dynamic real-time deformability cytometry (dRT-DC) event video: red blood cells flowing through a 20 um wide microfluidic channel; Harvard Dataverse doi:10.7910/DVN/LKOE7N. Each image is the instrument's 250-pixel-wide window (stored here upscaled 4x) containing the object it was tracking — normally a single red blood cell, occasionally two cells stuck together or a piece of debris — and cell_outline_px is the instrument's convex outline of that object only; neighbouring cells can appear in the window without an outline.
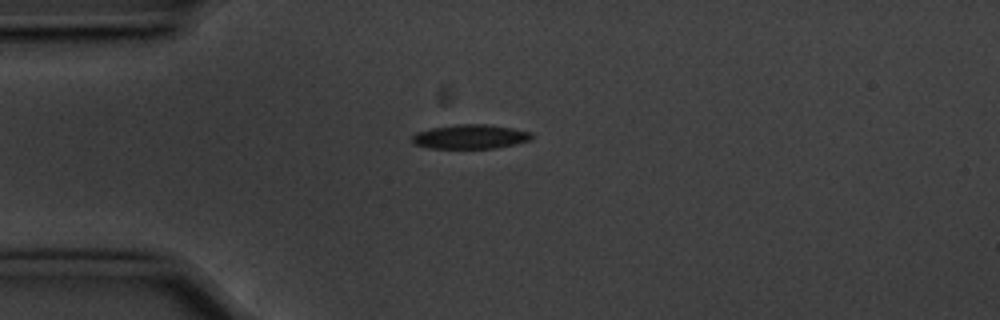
{"species": "common noctule bat (a hibernating species)", "species_latin": "Nyctalus noctula", "temperature_condition": "cold", "stored_images_in_passage": 43, "camera_frame_rate_fps": 3000, "um_per_image_px": 0.085, "animal": {"sex": "male", "body_mass_g": 20.1, "forearm_length_mm": 53.5}, "frame": {"image": 1, "passage_image": 1, "time_ms": 0.0, "image_size_px": [1000, 320], "cell_outline_px": [[532, 140], [496, 148], [428, 148], [412, 144], [412, 136], [416, 132], [432, 128], [456, 124], [488, 124], [512, 128], [532, 132]], "centroid_in_image_um": [39.97, 11.62], "position_along_channel_um": 45.0, "area_um2": 16.99}}
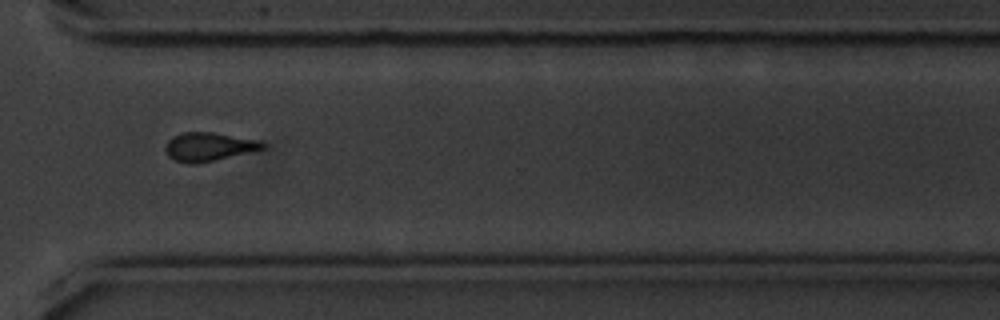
{"frame": {"image": 2, "passage_image": 28, "time_ms": 9.0, "image_size_px": [1000, 320], "cell_outline_px": [[264, 148], [196, 164], [188, 164], [176, 160], [168, 156], [164, 148], [168, 140], [172, 136], [184, 132], [212, 132], [260, 140], [264, 144]], "centroid_in_image_um": [17.69, 12.46], "position_along_channel_um": 352.9, "area_um2": 15.95}}
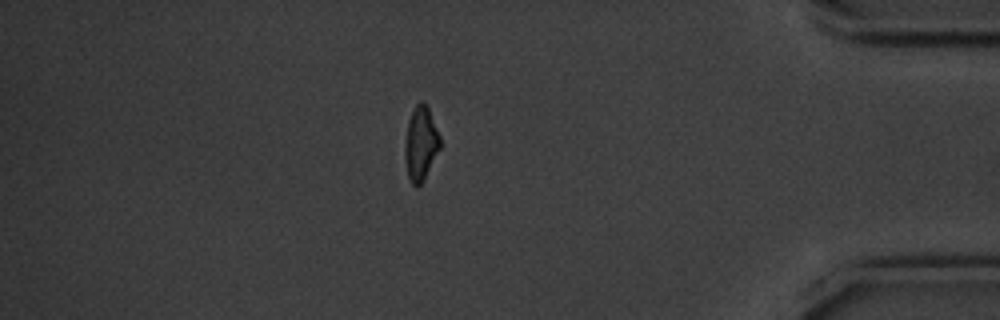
{"frame": {"image": 3, "passage_image": 35, "time_ms": 11.333, "image_size_px": [1000, 320], "cell_outline_px": [[440, 148], [424, 180], [416, 188], [412, 184], [408, 176], [404, 160], [404, 144], [408, 120], [416, 104], [420, 100], [428, 108], [440, 136]], "centroid_in_image_um": [35.74, 12.23], "position_along_channel_um": 399.5, "area_um2": 15.2}, "authors_computed_cell_mechanics": {"area_um2": 16.1262, "velocity_mm_per_s": 3.5876, "shape_relaxation_time_tau1_ms": 2.0817, "shape_relaxation_time_tau2_ms": 4.9244, "deformation_change_tau1": 0.0994, "deformation_change_tau2": 0.114}}